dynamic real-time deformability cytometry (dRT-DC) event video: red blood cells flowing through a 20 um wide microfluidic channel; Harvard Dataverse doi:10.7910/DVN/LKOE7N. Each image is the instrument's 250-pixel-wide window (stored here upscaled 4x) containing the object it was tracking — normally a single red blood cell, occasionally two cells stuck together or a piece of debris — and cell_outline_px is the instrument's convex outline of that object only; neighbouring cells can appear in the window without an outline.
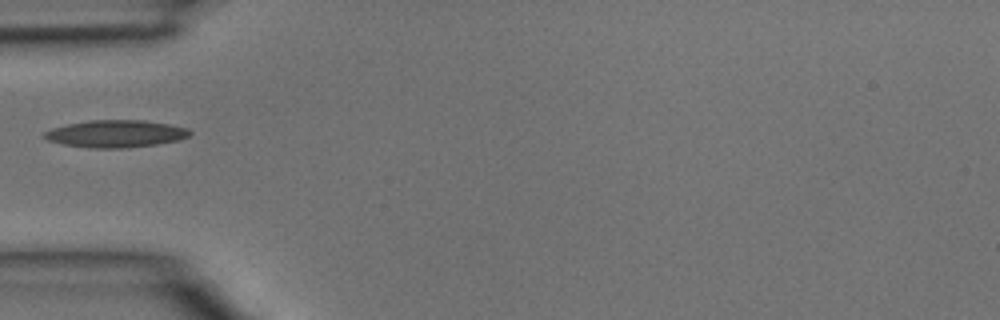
{"species": "common noctule bat (a hibernating species)", "species_latin": "Nyctalus noctula", "temperature_condition": "room temperature", "stored_images_in_passage": 2, "camera_frame_rate_fps": 3000, "um_per_image_px": 0.085, "animal": {"sex": "male", "body_mass_g": 15.6}, "frame": {"image": 1, "passage_image": 2, "time_ms": 0.333, "image_size_px": [1000, 320], "cell_outline_px": [[192, 132], [188, 136], [180, 140], [156, 144], [128, 148], [92, 148], [64, 144], [48, 140], [44, 136], [44, 132], [52, 128], [68, 124], [88, 120], [144, 120], [168, 124], [188, 128]], "centroid_in_image_um": [9.87, 11.36], "position_along_channel_um": 75.1, "area_um2": 23.06}}